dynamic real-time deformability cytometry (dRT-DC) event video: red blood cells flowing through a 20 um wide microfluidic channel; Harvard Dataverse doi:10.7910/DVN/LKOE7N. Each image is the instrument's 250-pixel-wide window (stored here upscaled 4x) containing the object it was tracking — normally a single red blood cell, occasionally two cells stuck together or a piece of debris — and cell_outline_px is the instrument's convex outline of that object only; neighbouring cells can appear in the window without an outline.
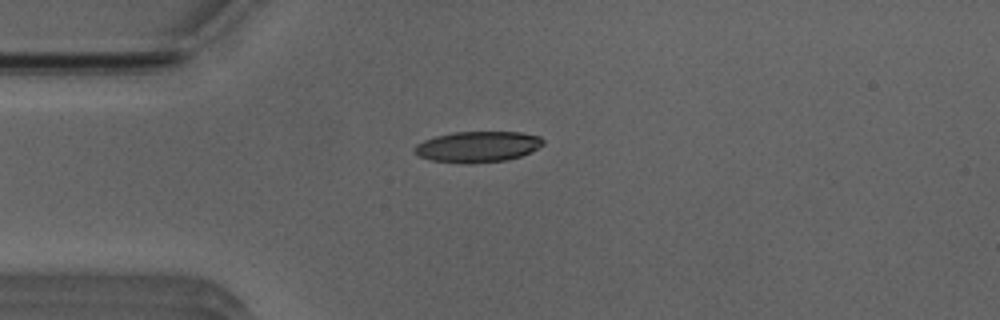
{"species": "Egyptian fruit bat (a non-hibernating species)", "species_latin": "Rousettus aegyptiacus", "temperature_condition": "room temperature", "stored_images_in_passage": 40, "camera_frame_rate_fps": 3000, "um_per_image_px": 0.085, "animal": {"sex": "male"}, "frame": {"image": 1, "passage_image": 1, "time_ms": 0.0, "image_size_px": [1000, 320], "cell_outline_px": [[544, 144], [520, 156], [508, 160], [432, 160], [420, 156], [412, 148], [416, 144], [424, 140], [436, 136], [452, 132], [520, 132], [540, 136], [544, 140]], "centroid_in_image_um": [40.63, 12.4], "position_along_channel_um": 44.4, "area_um2": 21.96}}
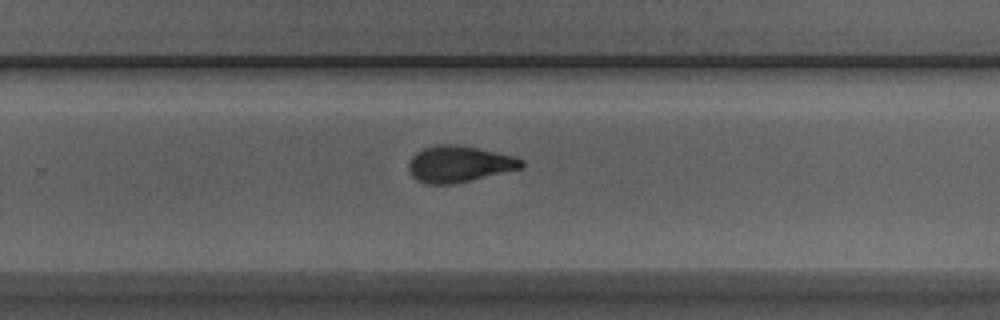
{"frame": {"image": 2, "passage_image": 21, "time_ms": 6.667, "image_size_px": [1000, 320], "cell_outline_px": [[524, 168], [452, 184], [424, 184], [416, 180], [412, 176], [408, 168], [408, 164], [412, 156], [416, 152], [424, 148], [436, 144], [456, 144], [516, 156], [524, 160]], "centroid_in_image_um": [39.02, 13.94], "position_along_channel_um": 290.8, "area_um2": 24.04}}
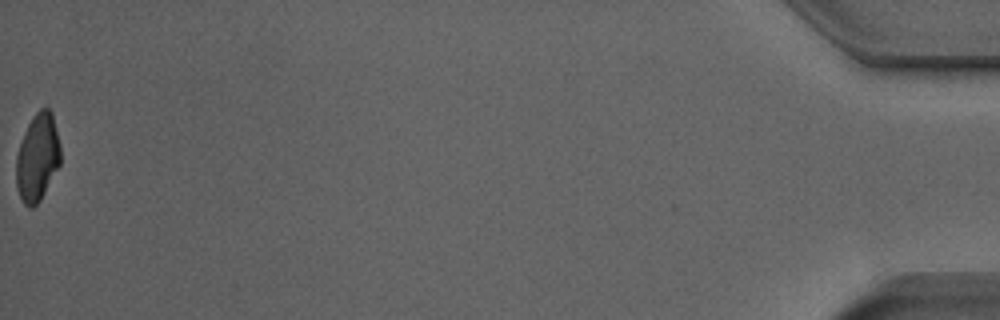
{"frame": {"image": 3, "passage_image": 40, "time_ms": 13.0, "image_size_px": [1000, 320], "cell_outline_px": [[60, 164], [40, 200], [32, 208], [28, 208], [24, 204], [16, 188], [16, 156], [24, 132], [32, 116], [40, 108], [48, 108], [52, 112], [60, 144]], "centroid_in_image_um": [3.18, 13.38], "position_along_channel_um": 432.0, "area_um2": 22.6}, "authors_computed_cell_mechanics": {"area_um2": 23.7269, "velocity_mm_per_s": 3.942, "shape_relaxation_time_tau1_ms": 4.1858, "shape_relaxation_time_tau2_ms": 2.1789, "deformation_change_tau1": 0.1619, "deformation_change_tau2": 0.0888}}